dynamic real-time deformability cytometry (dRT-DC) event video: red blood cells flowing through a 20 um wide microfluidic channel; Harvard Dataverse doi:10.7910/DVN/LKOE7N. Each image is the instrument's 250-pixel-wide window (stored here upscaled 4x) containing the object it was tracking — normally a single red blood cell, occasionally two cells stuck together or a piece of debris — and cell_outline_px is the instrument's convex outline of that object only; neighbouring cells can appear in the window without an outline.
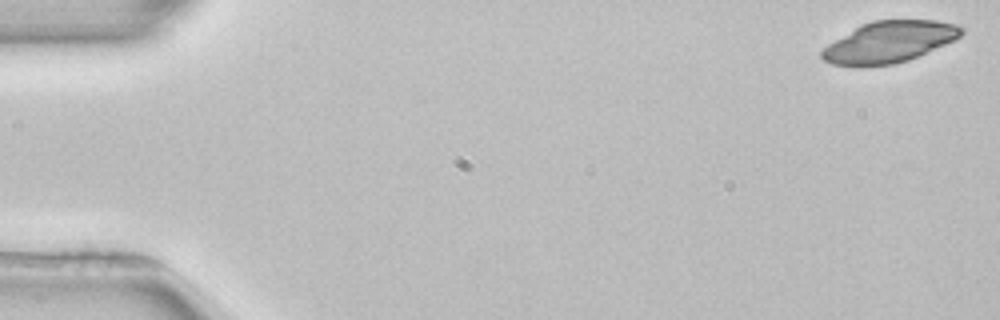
{"species": "common noctule bat (a hibernating species)", "species_latin": "Nyctalus noctula", "temperature_condition": "room temperature", "stored_images_in_passage": 10, "camera_frame_rate_fps": 3000, "um_per_image_px": 0.085, "animal": {"sex": "female", "body_mass_g": 22.7, "forearm_length_mm": 54.2}, "frame": {"image": 1, "passage_image": 1, "time_ms": 0.0, "image_size_px": [1000, 320], "cell_outline_px": [[964, 32], [960, 36], [944, 44], [908, 60], [892, 64], [832, 64], [824, 60], [820, 56], [820, 52], [828, 44], [860, 24], [872, 20], [936, 20], [956, 24], [964, 28]], "centroid_in_image_um": [75.59, 3.52], "position_along_channel_um": 9.4, "area_um2": 32.83}}